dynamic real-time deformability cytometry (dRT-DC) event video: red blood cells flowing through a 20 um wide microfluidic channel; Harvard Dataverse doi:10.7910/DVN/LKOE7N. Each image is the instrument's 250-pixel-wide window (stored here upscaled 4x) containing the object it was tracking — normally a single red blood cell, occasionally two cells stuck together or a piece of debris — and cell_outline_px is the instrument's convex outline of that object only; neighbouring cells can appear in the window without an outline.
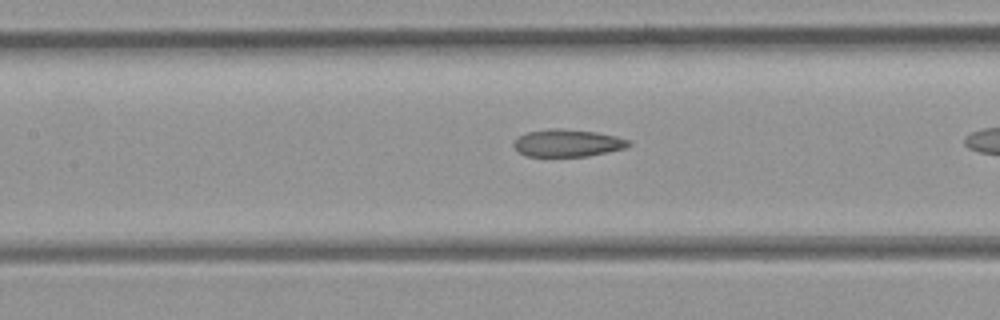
{"species": "common noctule bat (a hibernating species)", "species_latin": "Nyctalus noctula", "temperature_condition": "room temperature", "stored_images_in_passage": 16, "camera_frame_rate_fps": 3000, "um_per_image_px": 0.085, "animal": {"sex": "female", "body_mass_g": 21.9}, "frame": {"image": 1, "passage_image": 5, "time_ms": 1.333, "image_size_px": [1000, 320], "cell_outline_px": [[632, 144], [624, 148], [588, 156], [524, 156], [512, 144], [520, 136], [528, 132], [548, 128], [560, 128], [596, 132], [616, 136], [632, 140]], "centroid_in_image_um": [48.27, 12.15], "position_along_channel_um": 159.1, "area_um2": 18.26}}
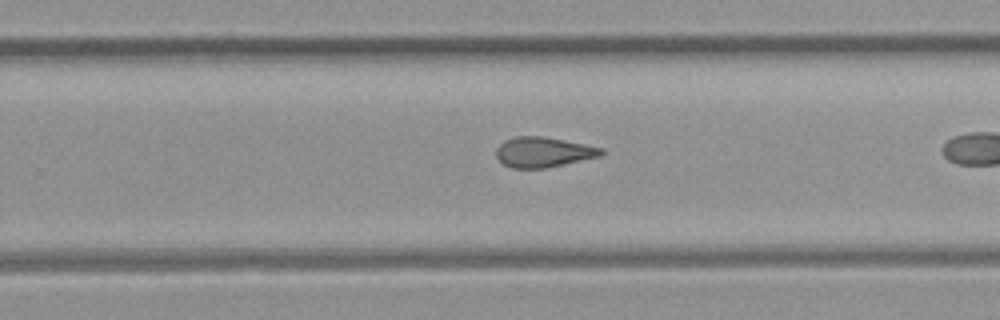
{"frame": {"image": 2, "passage_image": 14, "time_ms": 4.333, "image_size_px": [1000, 320], "cell_outline_px": [[604, 152], [600, 156], [564, 164], [544, 168], [512, 168], [504, 164], [496, 156], [496, 148], [504, 140], [516, 136], [544, 136], [604, 148]], "centroid_in_image_um": [46.17, 12.92], "position_along_channel_um": 283.6, "area_um2": 18.38}}